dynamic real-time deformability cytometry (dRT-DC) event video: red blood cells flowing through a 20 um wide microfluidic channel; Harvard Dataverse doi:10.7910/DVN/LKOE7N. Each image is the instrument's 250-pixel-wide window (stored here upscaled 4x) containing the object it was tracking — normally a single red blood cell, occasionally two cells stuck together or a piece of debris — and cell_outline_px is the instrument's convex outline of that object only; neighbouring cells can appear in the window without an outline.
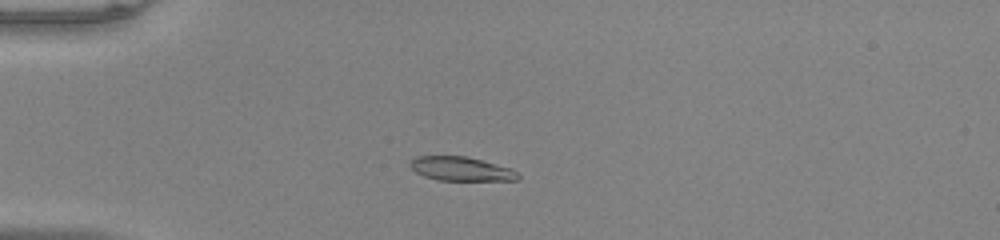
{"species": "common noctule bat (a hibernating species)", "species_latin": "Nyctalus noctula", "temperature_condition": "warm", "stored_images_in_passage": 38, "camera_frame_rate_fps": 3000, "um_per_image_px": 0.085, "animal": {"sex": "male", "body_mass_g": 20.0, "forearm_length_mm": 53.3}, "frame": {"image": 1, "passage_image": 1, "time_ms": 0.0, "image_size_px": [1000, 240], "cell_outline_px": [[520, 176], [516, 180], [440, 180], [424, 176], [416, 172], [408, 164], [416, 156], [464, 156], [512, 168]], "centroid_in_image_um": [39.18, 14.35], "position_along_channel_um": 45.8, "area_um2": 14.85}}
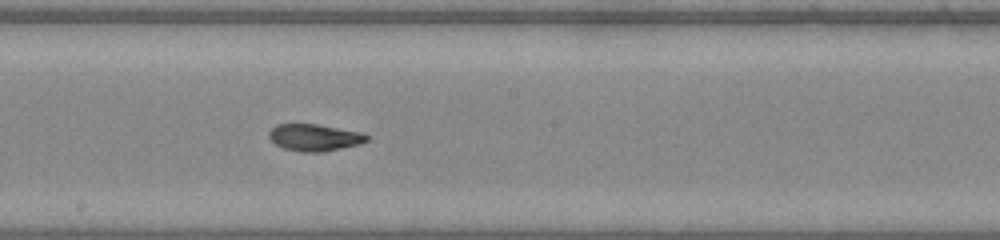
{"frame": {"image": 2, "passage_image": 16, "time_ms": 5.0, "image_size_px": [1000, 240], "cell_outline_px": [[368, 140], [360, 144], [324, 152], [300, 152], [284, 148], [276, 144], [268, 136], [268, 132], [276, 124], [316, 124], [364, 132], [368, 136]], "centroid_in_image_um": [26.75, 11.69], "position_along_channel_um": 221.4, "area_um2": 15.43}}
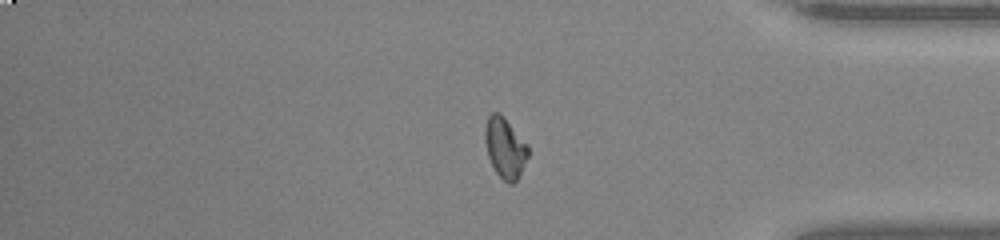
{"frame": {"image": 3, "passage_image": 30, "time_ms": 9.667, "image_size_px": [1000, 240], "cell_outline_px": [[528, 156], [516, 180], [512, 184], [508, 184], [496, 172], [488, 156], [484, 140], [484, 128], [488, 116], [492, 112], [500, 112], [504, 116], [528, 144]], "centroid_in_image_um": [42.91, 12.51], "position_along_channel_um": 392.3, "area_um2": 15.2}, "authors_computed_cell_mechanics": {"area_um2": 15.3459, "velocity_mm_per_s": 4.0515, "shape_relaxation_time_tau1_ms": 5.1137, "shape_relaxation_time_tau2_ms": 1.5075, "deformation_change_tau1": 0.1901, "deformation_change_tau2": 0.0553}}